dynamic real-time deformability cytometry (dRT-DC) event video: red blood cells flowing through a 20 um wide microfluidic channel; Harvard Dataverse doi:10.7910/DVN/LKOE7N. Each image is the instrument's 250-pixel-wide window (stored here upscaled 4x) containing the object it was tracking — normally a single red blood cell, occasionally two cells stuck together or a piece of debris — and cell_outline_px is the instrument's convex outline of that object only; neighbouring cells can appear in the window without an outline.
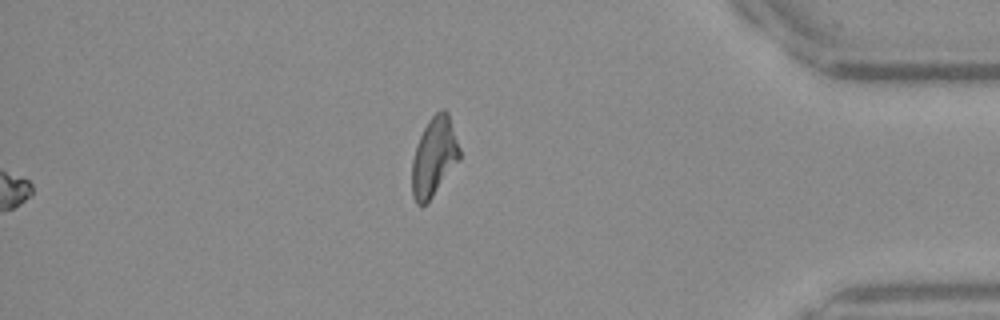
{"species": "Egyptian fruit bat (a non-hibernating species)", "species_latin": "Rousettus aegyptiacus", "temperature_condition": "warm", "stored_images_in_passage": 37, "segment_of_instrument_passage": [2, 2], "camera_frame_rate_fps": 3000, "um_per_image_px": 0.085, "frame": {"image": 1, "passage_image": 37, "time_ms": 12.0, "image_size_px": [1000, 320], "cell_outline_px": [[460, 160], [432, 196], [424, 204], [416, 204], [412, 196], [412, 160], [416, 144], [428, 120], [440, 108], [444, 108], [448, 112], [460, 148]], "centroid_in_image_um": [36.9, 13.29], "position_along_channel_um": 398.3, "area_um2": 21.85}}